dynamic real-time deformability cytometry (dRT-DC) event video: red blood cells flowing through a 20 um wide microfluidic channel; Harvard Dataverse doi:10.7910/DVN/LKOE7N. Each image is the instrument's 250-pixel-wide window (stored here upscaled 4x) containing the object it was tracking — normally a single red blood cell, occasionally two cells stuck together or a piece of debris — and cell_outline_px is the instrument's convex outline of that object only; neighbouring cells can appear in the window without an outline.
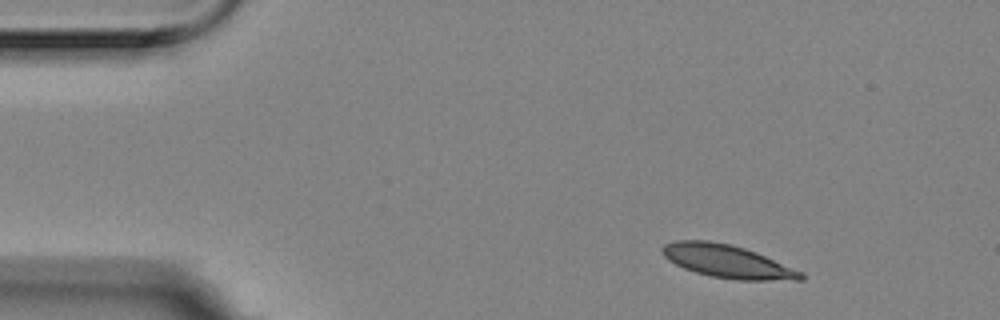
{"species": "Egyptian fruit bat (a non-hibernating species)", "species_latin": "Rousettus aegyptiacus", "temperature_condition": "room temperature", "stored_images_in_passage": 3, "camera_frame_rate_fps": 3000, "um_per_image_px": 0.085, "animal": {"sex": "female"}, "frame": {"image": 1, "passage_image": 1, "time_ms": 0.0, "image_size_px": [1000, 320], "cell_outline_px": [[804, 280], [736, 280], [712, 276], [696, 272], [684, 268], [668, 260], [660, 252], [660, 248], [664, 244], [676, 240], [708, 240], [728, 244], [744, 248], [756, 252], [804, 272]], "centroid_in_image_um": [61.82, 22.21], "position_along_channel_um": 23.2, "area_um2": 26.65}}